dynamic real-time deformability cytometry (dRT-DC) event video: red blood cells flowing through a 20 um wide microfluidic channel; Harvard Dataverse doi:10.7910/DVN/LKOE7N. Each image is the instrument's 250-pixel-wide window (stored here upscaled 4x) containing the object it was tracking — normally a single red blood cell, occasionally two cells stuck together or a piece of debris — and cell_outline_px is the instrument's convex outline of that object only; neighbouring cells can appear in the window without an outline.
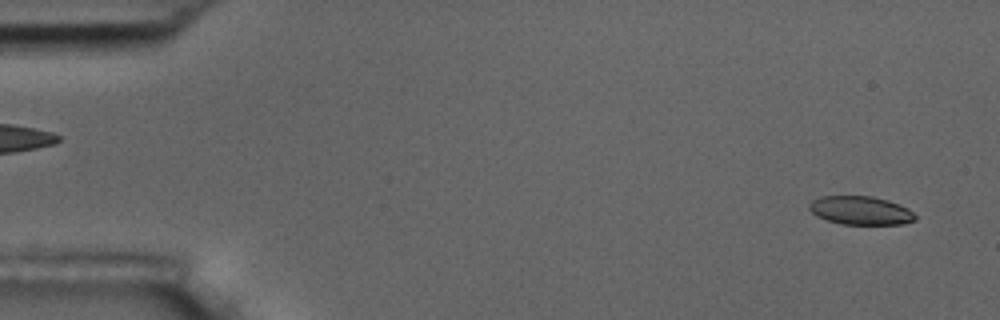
{"species": "common noctule bat (a hibernating species)", "species_latin": "Nyctalus noctula", "temperature_condition": "room temperature", "stored_images_in_passage": 56, "camera_frame_rate_fps": 3000, "um_per_image_px": 0.085, "animal": {"sex": "male", "body_mass_g": 17.5, "forearm_length_mm": 52.3}, "frame": {"image": 1, "passage_image": 3, "time_ms": 0.667, "image_size_px": [1000, 320], "cell_outline_px": [[916, 220], [904, 224], [840, 224], [816, 216], [808, 208], [808, 204], [812, 200], [820, 196], [872, 196], [888, 200], [900, 204], [908, 208], [916, 216]], "centroid_in_image_um": [73.15, 17.88], "position_along_channel_um": 11.9, "area_um2": 17.74}}
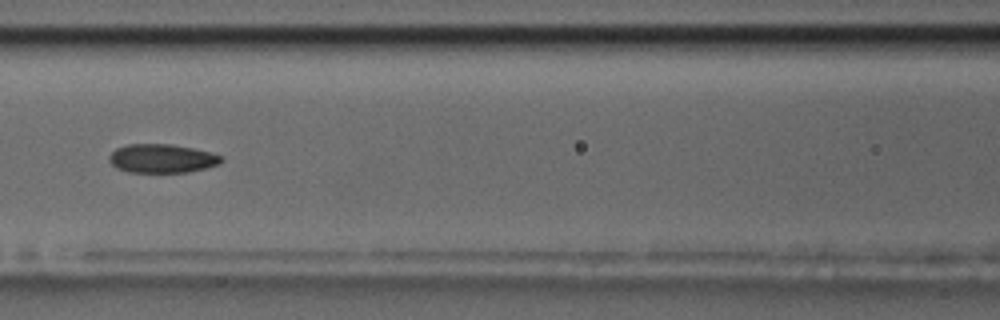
{"frame": {"image": 2, "passage_image": 25, "time_ms": 8.0, "image_size_px": [1000, 320], "cell_outline_px": [[224, 160], [220, 164], [208, 168], [188, 172], [128, 172], [116, 168], [108, 160], [108, 156], [116, 148], [128, 144], [172, 144], [212, 152], [224, 156]], "centroid_in_image_um": [13.81, 13.47], "position_along_channel_um": 152.8, "area_um2": 19.07}}
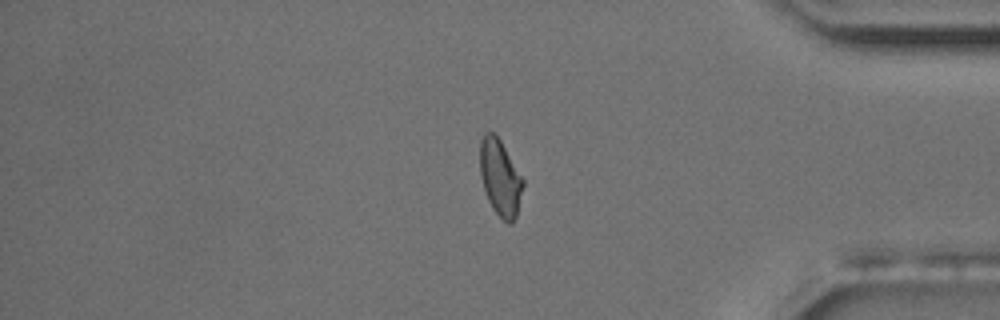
{"frame": {"image": 3, "passage_image": 47, "time_ms": 15.333, "image_size_px": [1000, 320], "cell_outline_px": [[524, 184], [516, 216], [512, 224], [508, 224], [492, 208], [488, 200], [484, 188], [480, 172], [480, 140], [484, 132], [492, 132], [500, 140], [524, 180]], "centroid_in_image_um": [42.51, 15.1], "position_along_channel_um": 392.7, "area_um2": 18.9}, "authors_computed_cell_mechanics": {"area_um2": 19.1896, "velocity_mm_per_s": 3.6062, "shape_relaxation_time_tau1_ms": null, "shape_relaxation_time_tau2_ms": 2.6636, "deformation_change_tau1": null, "deformation_change_tau2": 0.0745}}